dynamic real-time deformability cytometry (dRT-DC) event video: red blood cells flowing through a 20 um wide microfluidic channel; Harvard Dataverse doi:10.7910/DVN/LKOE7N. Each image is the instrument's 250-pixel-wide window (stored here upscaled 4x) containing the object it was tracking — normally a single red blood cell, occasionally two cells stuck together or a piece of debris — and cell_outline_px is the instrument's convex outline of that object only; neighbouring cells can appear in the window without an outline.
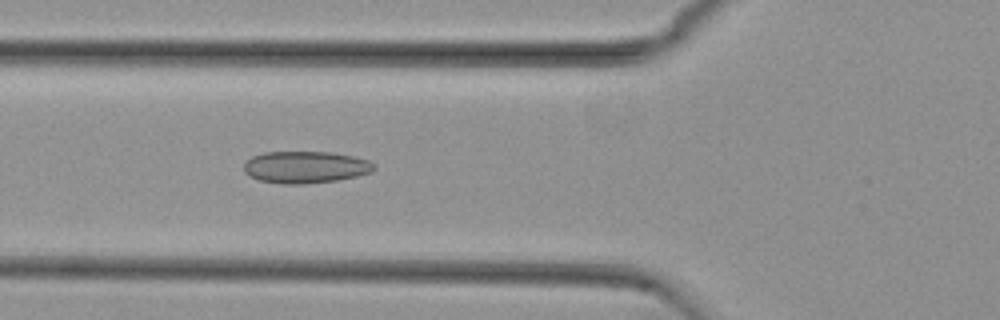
{"species": "common noctule bat (a hibernating species)", "species_latin": "Nyctalus noctula", "temperature_condition": "cold", "stored_images_in_passage": 45, "camera_frame_rate_fps": 3000, "um_per_image_px": 0.085, "animal": {"sex": "female", "body_mass_g": 29.2, "forearm_length_mm": 56.3}, "frame": {"image": 1, "passage_image": 15, "time_ms": 4.667, "image_size_px": [1000, 320], "cell_outline_px": [[376, 168], [372, 172], [356, 176], [336, 180], [304, 184], [284, 184], [260, 180], [248, 176], [244, 172], [244, 164], [252, 156], [264, 152], [332, 152], [352, 156], [368, 160], [376, 164]], "centroid_in_image_um": [25.97, 14.2], "position_along_channel_um": 99.8, "area_um2": 24.28}}
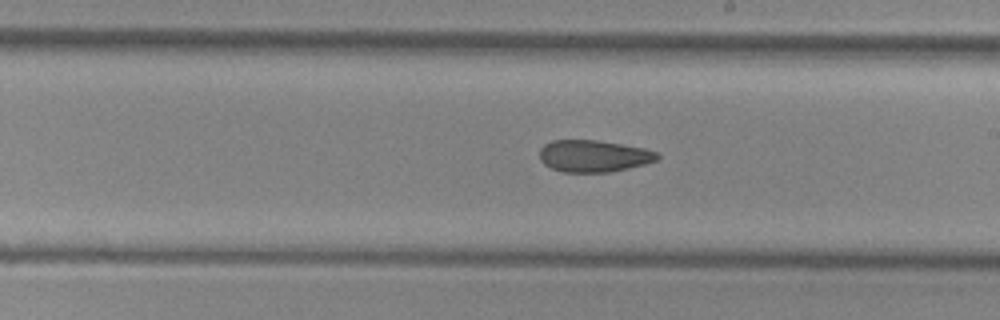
{"frame": {"image": 2, "passage_image": 26, "time_ms": 8.333, "image_size_px": [1000, 320], "cell_outline_px": [[660, 156], [656, 160], [644, 164], [612, 172], [564, 172], [552, 168], [544, 164], [540, 160], [540, 148], [544, 144], [552, 140], [596, 140], [644, 148], [656, 152]], "centroid_in_image_um": [50.43, 13.26], "position_along_channel_um": 238.6, "area_um2": 21.79}}
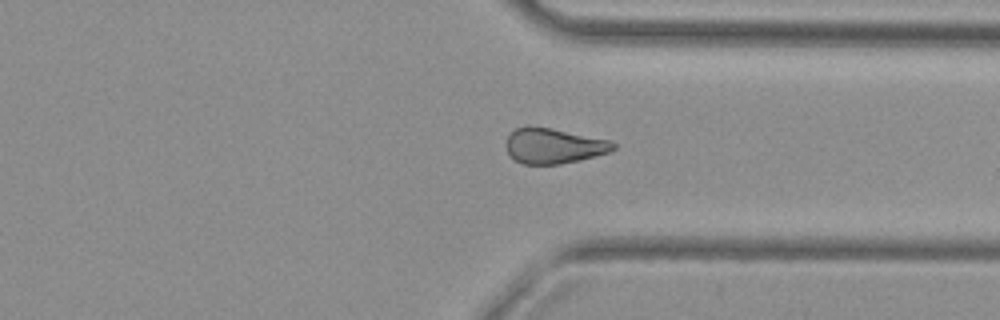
{"frame": {"image": 3, "passage_image": 36, "time_ms": 11.667, "image_size_px": [1000, 320], "cell_outline_px": [[616, 148], [608, 152], [580, 160], [560, 164], [524, 164], [516, 160], [508, 152], [508, 136], [516, 128], [528, 124], [552, 128], [608, 140], [616, 144]], "centroid_in_image_um": [47.06, 12.38], "position_along_channel_um": 364.3, "area_um2": 21.85}}